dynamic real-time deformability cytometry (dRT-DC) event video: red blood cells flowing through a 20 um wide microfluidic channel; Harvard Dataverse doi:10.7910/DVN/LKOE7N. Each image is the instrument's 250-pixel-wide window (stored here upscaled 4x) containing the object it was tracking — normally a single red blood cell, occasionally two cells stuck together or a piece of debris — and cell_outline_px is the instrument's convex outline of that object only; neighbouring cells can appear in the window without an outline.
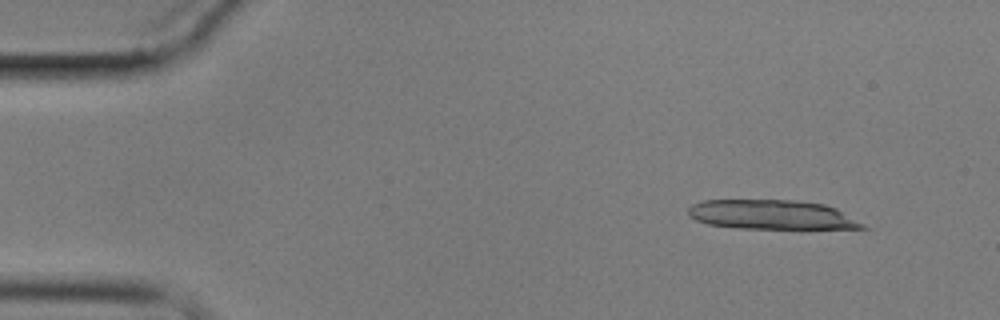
{"species": "common noctule bat (a hibernating species)", "species_latin": "Nyctalus noctula", "temperature_condition": "cold", "stored_images_in_passage": 4, "camera_frame_rate_fps": 3000, "um_per_image_px": 0.085, "animal": {"sex": "male", "body_mass_g": 17.9}, "frame": {"image": 1, "passage_image": 2, "time_ms": 1.333, "image_size_px": [1000, 320], "cell_outline_px": [[872, 228], [736, 228], [708, 224], [696, 220], [688, 216], [688, 208], [692, 204], [704, 200], [796, 200], [824, 204], [836, 208]], "centroid_in_image_um": [65.57, 18.24], "position_along_channel_um": 19.4, "area_um2": 29.77}}